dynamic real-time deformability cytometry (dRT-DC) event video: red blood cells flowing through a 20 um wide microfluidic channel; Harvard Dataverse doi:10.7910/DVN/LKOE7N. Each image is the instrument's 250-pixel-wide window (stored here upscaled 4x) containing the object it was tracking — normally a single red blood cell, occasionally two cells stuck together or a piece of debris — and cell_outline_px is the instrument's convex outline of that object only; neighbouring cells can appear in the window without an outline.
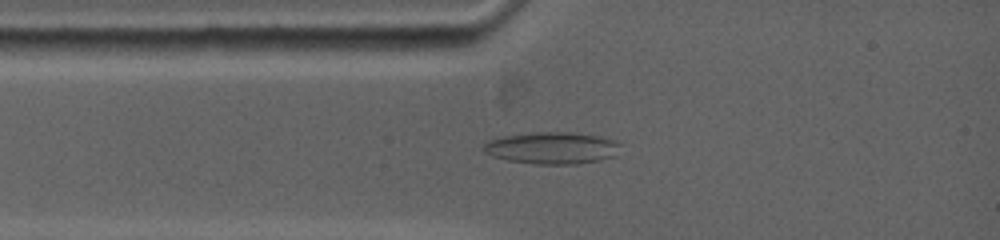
{"species": "common noctule bat (a hibernating species)", "species_latin": "Nyctalus noctula", "temperature_condition": "warm", "stored_images_in_passage": 76, "camera_frame_rate_fps": 5000, "um_per_image_px": 0.085, "animal": {"sex": "female", "body_mass_g": 19.0, "forearm_length_mm": 53.3}, "frame": {"image": 1, "passage_image": 10, "time_ms": 1.8, "image_size_px": [1000, 240], "cell_outline_px": [[620, 144], [612, 156], [600, 160], [576, 164], [536, 164], [508, 160], [492, 156], [484, 152], [484, 144], [488, 140], [504, 136], [536, 132], [568, 132], [596, 136], [616, 140]], "centroid_in_image_um": [46.88, 12.58], "position_along_channel_um": 38.1, "area_um2": 25.09}}
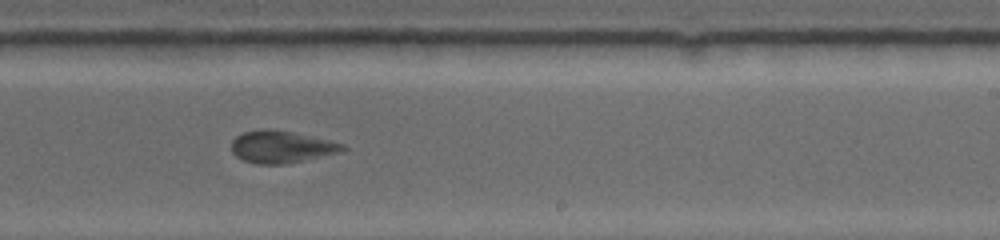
{"frame": {"image": 2, "passage_image": 40, "time_ms": 7.8, "image_size_px": [1000, 240], "cell_outline_px": [[348, 148], [336, 152], [284, 164], [256, 164], [244, 160], [236, 156], [232, 152], [232, 140], [236, 136], [244, 132], [264, 128], [268, 128], [292, 132], [344, 144]], "centroid_in_image_um": [23.84, 12.47], "position_along_channel_um": 265.2, "area_um2": 20.35}}
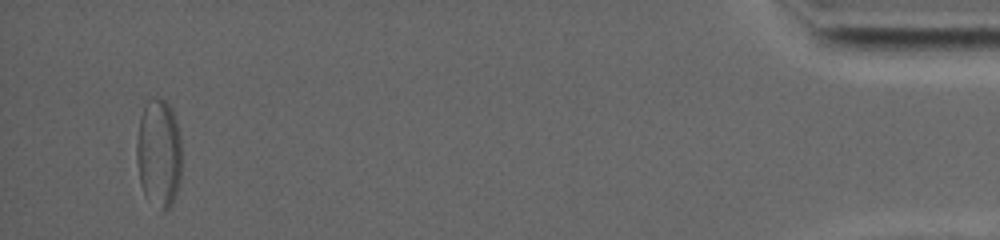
{"frame": {"image": 3, "passage_image": 76, "time_ms": 15.0, "image_size_px": [1000, 240], "cell_outline_px": [[180, 180], [172, 204], [164, 212], [144, 196], [140, 184], [136, 160], [136, 140], [140, 116], [148, 100], [164, 100], [168, 104], [176, 116], [180, 136]], "centroid_in_image_um": [13.48, 13.05], "position_along_channel_um": 421.7, "area_um2": 28.61}}